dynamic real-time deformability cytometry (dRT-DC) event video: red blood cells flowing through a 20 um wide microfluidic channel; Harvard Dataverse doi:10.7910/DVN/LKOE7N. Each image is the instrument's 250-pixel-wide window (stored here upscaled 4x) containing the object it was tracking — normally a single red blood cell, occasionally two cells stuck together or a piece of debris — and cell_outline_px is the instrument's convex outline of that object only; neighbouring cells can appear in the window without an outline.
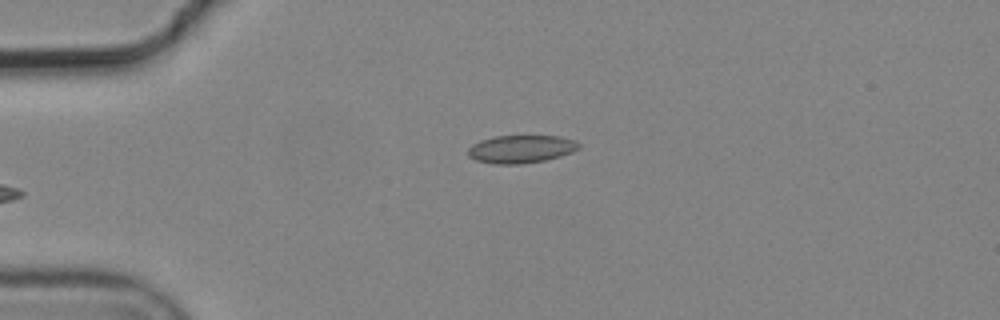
{"species": "common noctule bat (a hibernating species)", "species_latin": "Nyctalus noctula", "temperature_condition": "cold", "stored_images_in_passage": 3, "camera_frame_rate_fps": 3000, "um_per_image_px": 0.085, "animal": {"sex": "male", "body_mass_g": 19.2, "forearm_length_mm": 51.8}, "frame": {"image": 1, "passage_image": 3, "time_ms": 0.667, "image_size_px": [1000, 320], "cell_outline_px": [[580, 148], [572, 152], [560, 156], [544, 160], [516, 164], [496, 164], [476, 160], [468, 156], [468, 148], [472, 144], [480, 140], [496, 136], [560, 136], [576, 140], [580, 144]], "centroid_in_image_um": [44.29, 12.66], "position_along_channel_um": 40.7, "area_um2": 17.98}}